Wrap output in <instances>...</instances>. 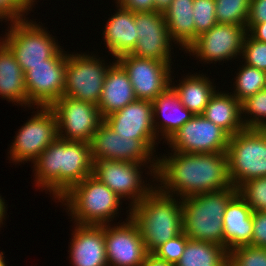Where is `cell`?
I'll list each match as a JSON object with an SVG mask.
<instances>
[{"mask_svg": "<svg viewBox=\"0 0 266 266\" xmlns=\"http://www.w3.org/2000/svg\"><path fill=\"white\" fill-rule=\"evenodd\" d=\"M142 266H175L172 263L166 262L163 259H159L153 253H148L145 257Z\"/></svg>", "mask_w": 266, "mask_h": 266, "instance_id": "cell-43", "label": "cell"}, {"mask_svg": "<svg viewBox=\"0 0 266 266\" xmlns=\"http://www.w3.org/2000/svg\"><path fill=\"white\" fill-rule=\"evenodd\" d=\"M212 84L209 77L192 74L173 87L178 92L181 104L194 115H200L216 91V86Z\"/></svg>", "mask_w": 266, "mask_h": 266, "instance_id": "cell-28", "label": "cell"}, {"mask_svg": "<svg viewBox=\"0 0 266 266\" xmlns=\"http://www.w3.org/2000/svg\"><path fill=\"white\" fill-rule=\"evenodd\" d=\"M95 55L67 54L63 97H72L98 105L109 68Z\"/></svg>", "mask_w": 266, "mask_h": 266, "instance_id": "cell-9", "label": "cell"}, {"mask_svg": "<svg viewBox=\"0 0 266 266\" xmlns=\"http://www.w3.org/2000/svg\"><path fill=\"white\" fill-rule=\"evenodd\" d=\"M237 193L238 189L232 185L181 199L183 232L189 239L224 246L223 216L229 201Z\"/></svg>", "mask_w": 266, "mask_h": 266, "instance_id": "cell-4", "label": "cell"}, {"mask_svg": "<svg viewBox=\"0 0 266 266\" xmlns=\"http://www.w3.org/2000/svg\"><path fill=\"white\" fill-rule=\"evenodd\" d=\"M248 114L251 119L243 117L245 129L266 128V88L247 98L241 103V114Z\"/></svg>", "mask_w": 266, "mask_h": 266, "instance_id": "cell-32", "label": "cell"}, {"mask_svg": "<svg viewBox=\"0 0 266 266\" xmlns=\"http://www.w3.org/2000/svg\"><path fill=\"white\" fill-rule=\"evenodd\" d=\"M40 109V110H39ZM19 129L10 149V160L16 164L32 161L58 137L57 118L51 107H40Z\"/></svg>", "mask_w": 266, "mask_h": 266, "instance_id": "cell-11", "label": "cell"}, {"mask_svg": "<svg viewBox=\"0 0 266 266\" xmlns=\"http://www.w3.org/2000/svg\"><path fill=\"white\" fill-rule=\"evenodd\" d=\"M51 108L57 118L58 137L67 141L90 143L103 121L97 105L72 97H61Z\"/></svg>", "mask_w": 266, "mask_h": 266, "instance_id": "cell-12", "label": "cell"}, {"mask_svg": "<svg viewBox=\"0 0 266 266\" xmlns=\"http://www.w3.org/2000/svg\"><path fill=\"white\" fill-rule=\"evenodd\" d=\"M155 145L150 139L120 136L102 121L90 141L91 158L92 161L118 160L144 164L150 162L148 169L155 178L157 160L152 157Z\"/></svg>", "mask_w": 266, "mask_h": 266, "instance_id": "cell-8", "label": "cell"}, {"mask_svg": "<svg viewBox=\"0 0 266 266\" xmlns=\"http://www.w3.org/2000/svg\"><path fill=\"white\" fill-rule=\"evenodd\" d=\"M126 219L113 228L104 224L108 266H142L148 254L136 223Z\"/></svg>", "mask_w": 266, "mask_h": 266, "instance_id": "cell-17", "label": "cell"}, {"mask_svg": "<svg viewBox=\"0 0 266 266\" xmlns=\"http://www.w3.org/2000/svg\"><path fill=\"white\" fill-rule=\"evenodd\" d=\"M226 154L230 179L237 189L250 179L266 177L264 129H244L230 136Z\"/></svg>", "mask_w": 266, "mask_h": 266, "instance_id": "cell-6", "label": "cell"}, {"mask_svg": "<svg viewBox=\"0 0 266 266\" xmlns=\"http://www.w3.org/2000/svg\"><path fill=\"white\" fill-rule=\"evenodd\" d=\"M23 4L31 11V7H33L35 0H21Z\"/></svg>", "mask_w": 266, "mask_h": 266, "instance_id": "cell-46", "label": "cell"}, {"mask_svg": "<svg viewBox=\"0 0 266 266\" xmlns=\"http://www.w3.org/2000/svg\"><path fill=\"white\" fill-rule=\"evenodd\" d=\"M242 58L248 66L266 72V43L253 39L247 32L243 41Z\"/></svg>", "mask_w": 266, "mask_h": 266, "instance_id": "cell-36", "label": "cell"}, {"mask_svg": "<svg viewBox=\"0 0 266 266\" xmlns=\"http://www.w3.org/2000/svg\"><path fill=\"white\" fill-rule=\"evenodd\" d=\"M155 11L164 13L172 3V0H154Z\"/></svg>", "mask_w": 266, "mask_h": 266, "instance_id": "cell-44", "label": "cell"}, {"mask_svg": "<svg viewBox=\"0 0 266 266\" xmlns=\"http://www.w3.org/2000/svg\"><path fill=\"white\" fill-rule=\"evenodd\" d=\"M171 39L186 49L195 41L193 0H172L163 13Z\"/></svg>", "mask_w": 266, "mask_h": 266, "instance_id": "cell-27", "label": "cell"}, {"mask_svg": "<svg viewBox=\"0 0 266 266\" xmlns=\"http://www.w3.org/2000/svg\"><path fill=\"white\" fill-rule=\"evenodd\" d=\"M2 196H0V225L3 224V219H5V214L7 213L6 212V207L5 206V202H4V199L1 198Z\"/></svg>", "mask_w": 266, "mask_h": 266, "instance_id": "cell-45", "label": "cell"}, {"mask_svg": "<svg viewBox=\"0 0 266 266\" xmlns=\"http://www.w3.org/2000/svg\"><path fill=\"white\" fill-rule=\"evenodd\" d=\"M103 121L117 134L132 139H159L155 132L152 101L137 99Z\"/></svg>", "mask_w": 266, "mask_h": 266, "instance_id": "cell-19", "label": "cell"}, {"mask_svg": "<svg viewBox=\"0 0 266 266\" xmlns=\"http://www.w3.org/2000/svg\"><path fill=\"white\" fill-rule=\"evenodd\" d=\"M189 237L182 232L173 239L166 241L164 244L158 246L152 253L159 259H163L166 262L176 264L186 247V243Z\"/></svg>", "mask_w": 266, "mask_h": 266, "instance_id": "cell-37", "label": "cell"}, {"mask_svg": "<svg viewBox=\"0 0 266 266\" xmlns=\"http://www.w3.org/2000/svg\"><path fill=\"white\" fill-rule=\"evenodd\" d=\"M144 163L118 160L93 161L92 175L108 186L119 198L131 199L128 207L139 203L154 187L144 184L140 168ZM148 185V186H147Z\"/></svg>", "mask_w": 266, "mask_h": 266, "instance_id": "cell-14", "label": "cell"}, {"mask_svg": "<svg viewBox=\"0 0 266 266\" xmlns=\"http://www.w3.org/2000/svg\"><path fill=\"white\" fill-rule=\"evenodd\" d=\"M172 152L156 158L155 180L161 183L155 185L161 192L183 199L232 186L226 152Z\"/></svg>", "mask_w": 266, "mask_h": 266, "instance_id": "cell-1", "label": "cell"}, {"mask_svg": "<svg viewBox=\"0 0 266 266\" xmlns=\"http://www.w3.org/2000/svg\"><path fill=\"white\" fill-rule=\"evenodd\" d=\"M0 96L8 102L28 106L25 76L14 54L0 40ZM24 104V105H23Z\"/></svg>", "mask_w": 266, "mask_h": 266, "instance_id": "cell-25", "label": "cell"}, {"mask_svg": "<svg viewBox=\"0 0 266 266\" xmlns=\"http://www.w3.org/2000/svg\"><path fill=\"white\" fill-rule=\"evenodd\" d=\"M231 93L215 91L202 115L233 136L245 128L241 117V103Z\"/></svg>", "mask_w": 266, "mask_h": 266, "instance_id": "cell-26", "label": "cell"}, {"mask_svg": "<svg viewBox=\"0 0 266 266\" xmlns=\"http://www.w3.org/2000/svg\"><path fill=\"white\" fill-rule=\"evenodd\" d=\"M253 234L251 245L266 248V211H253Z\"/></svg>", "mask_w": 266, "mask_h": 266, "instance_id": "cell-39", "label": "cell"}, {"mask_svg": "<svg viewBox=\"0 0 266 266\" xmlns=\"http://www.w3.org/2000/svg\"><path fill=\"white\" fill-rule=\"evenodd\" d=\"M229 252L216 243L188 239L175 266H228Z\"/></svg>", "mask_w": 266, "mask_h": 266, "instance_id": "cell-29", "label": "cell"}, {"mask_svg": "<svg viewBox=\"0 0 266 266\" xmlns=\"http://www.w3.org/2000/svg\"><path fill=\"white\" fill-rule=\"evenodd\" d=\"M127 72L137 99L153 101L170 83L171 63L121 55L116 60Z\"/></svg>", "mask_w": 266, "mask_h": 266, "instance_id": "cell-16", "label": "cell"}, {"mask_svg": "<svg viewBox=\"0 0 266 266\" xmlns=\"http://www.w3.org/2000/svg\"><path fill=\"white\" fill-rule=\"evenodd\" d=\"M70 242L73 266H108L104 225L75 224Z\"/></svg>", "mask_w": 266, "mask_h": 266, "instance_id": "cell-20", "label": "cell"}, {"mask_svg": "<svg viewBox=\"0 0 266 266\" xmlns=\"http://www.w3.org/2000/svg\"><path fill=\"white\" fill-rule=\"evenodd\" d=\"M266 22V0H250L249 19L247 24Z\"/></svg>", "mask_w": 266, "mask_h": 266, "instance_id": "cell-41", "label": "cell"}, {"mask_svg": "<svg viewBox=\"0 0 266 266\" xmlns=\"http://www.w3.org/2000/svg\"><path fill=\"white\" fill-rule=\"evenodd\" d=\"M116 4L134 13L155 11L154 0H116Z\"/></svg>", "mask_w": 266, "mask_h": 266, "instance_id": "cell-40", "label": "cell"}, {"mask_svg": "<svg viewBox=\"0 0 266 266\" xmlns=\"http://www.w3.org/2000/svg\"><path fill=\"white\" fill-rule=\"evenodd\" d=\"M31 21L25 17L10 22V29L1 39L14 54L24 73L30 66L44 64V60L51 59L61 49L46 29Z\"/></svg>", "mask_w": 266, "mask_h": 266, "instance_id": "cell-7", "label": "cell"}, {"mask_svg": "<svg viewBox=\"0 0 266 266\" xmlns=\"http://www.w3.org/2000/svg\"><path fill=\"white\" fill-rule=\"evenodd\" d=\"M241 66L233 85L235 91L232 93L240 103L266 88V72L245 63Z\"/></svg>", "mask_w": 266, "mask_h": 266, "instance_id": "cell-30", "label": "cell"}, {"mask_svg": "<svg viewBox=\"0 0 266 266\" xmlns=\"http://www.w3.org/2000/svg\"><path fill=\"white\" fill-rule=\"evenodd\" d=\"M135 100L137 98L129 76L115 60L106 74L100 101L97 105L100 116L104 119Z\"/></svg>", "mask_w": 266, "mask_h": 266, "instance_id": "cell-23", "label": "cell"}, {"mask_svg": "<svg viewBox=\"0 0 266 266\" xmlns=\"http://www.w3.org/2000/svg\"><path fill=\"white\" fill-rule=\"evenodd\" d=\"M253 211H266V177L246 181L238 188Z\"/></svg>", "mask_w": 266, "mask_h": 266, "instance_id": "cell-33", "label": "cell"}, {"mask_svg": "<svg viewBox=\"0 0 266 266\" xmlns=\"http://www.w3.org/2000/svg\"><path fill=\"white\" fill-rule=\"evenodd\" d=\"M112 15L102 34L111 55L117 59L121 55L129 54L138 40L135 13L120 6Z\"/></svg>", "mask_w": 266, "mask_h": 266, "instance_id": "cell-24", "label": "cell"}, {"mask_svg": "<svg viewBox=\"0 0 266 266\" xmlns=\"http://www.w3.org/2000/svg\"><path fill=\"white\" fill-rule=\"evenodd\" d=\"M152 110L156 135L159 137L161 132L160 135L163 136L161 138L165 140H168L194 115L181 104L178 92L172 84L152 101ZM155 119L162 121L157 122Z\"/></svg>", "mask_w": 266, "mask_h": 266, "instance_id": "cell-22", "label": "cell"}, {"mask_svg": "<svg viewBox=\"0 0 266 266\" xmlns=\"http://www.w3.org/2000/svg\"><path fill=\"white\" fill-rule=\"evenodd\" d=\"M67 54L60 49L44 64L30 66L25 73L28 107H51L63 97ZM32 104V105H31Z\"/></svg>", "mask_w": 266, "mask_h": 266, "instance_id": "cell-10", "label": "cell"}, {"mask_svg": "<svg viewBox=\"0 0 266 266\" xmlns=\"http://www.w3.org/2000/svg\"><path fill=\"white\" fill-rule=\"evenodd\" d=\"M176 198L154 187L129 209L128 214L136 223L148 253L183 232L182 201Z\"/></svg>", "mask_w": 266, "mask_h": 266, "instance_id": "cell-3", "label": "cell"}, {"mask_svg": "<svg viewBox=\"0 0 266 266\" xmlns=\"http://www.w3.org/2000/svg\"><path fill=\"white\" fill-rule=\"evenodd\" d=\"M250 0H215L217 24L241 25L246 28Z\"/></svg>", "mask_w": 266, "mask_h": 266, "instance_id": "cell-31", "label": "cell"}, {"mask_svg": "<svg viewBox=\"0 0 266 266\" xmlns=\"http://www.w3.org/2000/svg\"><path fill=\"white\" fill-rule=\"evenodd\" d=\"M3 255H4V254H2V255L0 256V266H7V264L5 263L6 261H5Z\"/></svg>", "mask_w": 266, "mask_h": 266, "instance_id": "cell-47", "label": "cell"}, {"mask_svg": "<svg viewBox=\"0 0 266 266\" xmlns=\"http://www.w3.org/2000/svg\"><path fill=\"white\" fill-rule=\"evenodd\" d=\"M252 213V208L239 193L229 201L223 216L224 247L228 252L251 245Z\"/></svg>", "mask_w": 266, "mask_h": 266, "instance_id": "cell-21", "label": "cell"}, {"mask_svg": "<svg viewBox=\"0 0 266 266\" xmlns=\"http://www.w3.org/2000/svg\"><path fill=\"white\" fill-rule=\"evenodd\" d=\"M247 30L241 25L216 24L200 34L186 49L207 64L241 56Z\"/></svg>", "mask_w": 266, "mask_h": 266, "instance_id": "cell-15", "label": "cell"}, {"mask_svg": "<svg viewBox=\"0 0 266 266\" xmlns=\"http://www.w3.org/2000/svg\"><path fill=\"white\" fill-rule=\"evenodd\" d=\"M229 139L225 130L200 114L193 115L167 140V144L176 152L221 153L226 152Z\"/></svg>", "mask_w": 266, "mask_h": 266, "instance_id": "cell-13", "label": "cell"}, {"mask_svg": "<svg viewBox=\"0 0 266 266\" xmlns=\"http://www.w3.org/2000/svg\"><path fill=\"white\" fill-rule=\"evenodd\" d=\"M35 184L60 199L92 174L90 143L57 137L33 162Z\"/></svg>", "mask_w": 266, "mask_h": 266, "instance_id": "cell-2", "label": "cell"}, {"mask_svg": "<svg viewBox=\"0 0 266 266\" xmlns=\"http://www.w3.org/2000/svg\"><path fill=\"white\" fill-rule=\"evenodd\" d=\"M246 30L253 39L266 43V22L258 24H247Z\"/></svg>", "mask_w": 266, "mask_h": 266, "instance_id": "cell-42", "label": "cell"}, {"mask_svg": "<svg viewBox=\"0 0 266 266\" xmlns=\"http://www.w3.org/2000/svg\"><path fill=\"white\" fill-rule=\"evenodd\" d=\"M120 200L108 186L91 174L74 185L59 202H64L75 224L104 225L113 221L119 213Z\"/></svg>", "mask_w": 266, "mask_h": 266, "instance_id": "cell-5", "label": "cell"}, {"mask_svg": "<svg viewBox=\"0 0 266 266\" xmlns=\"http://www.w3.org/2000/svg\"><path fill=\"white\" fill-rule=\"evenodd\" d=\"M135 25L138 40L129 54L172 63L170 53L172 40L164 14L156 11L135 13Z\"/></svg>", "mask_w": 266, "mask_h": 266, "instance_id": "cell-18", "label": "cell"}, {"mask_svg": "<svg viewBox=\"0 0 266 266\" xmlns=\"http://www.w3.org/2000/svg\"><path fill=\"white\" fill-rule=\"evenodd\" d=\"M28 8L21 0H0V19L14 22L21 20L24 14L28 13Z\"/></svg>", "mask_w": 266, "mask_h": 266, "instance_id": "cell-38", "label": "cell"}, {"mask_svg": "<svg viewBox=\"0 0 266 266\" xmlns=\"http://www.w3.org/2000/svg\"><path fill=\"white\" fill-rule=\"evenodd\" d=\"M228 266H266V248L247 245L229 252Z\"/></svg>", "mask_w": 266, "mask_h": 266, "instance_id": "cell-34", "label": "cell"}, {"mask_svg": "<svg viewBox=\"0 0 266 266\" xmlns=\"http://www.w3.org/2000/svg\"><path fill=\"white\" fill-rule=\"evenodd\" d=\"M195 40L203 32L217 24L215 0H193Z\"/></svg>", "mask_w": 266, "mask_h": 266, "instance_id": "cell-35", "label": "cell"}]
</instances>
